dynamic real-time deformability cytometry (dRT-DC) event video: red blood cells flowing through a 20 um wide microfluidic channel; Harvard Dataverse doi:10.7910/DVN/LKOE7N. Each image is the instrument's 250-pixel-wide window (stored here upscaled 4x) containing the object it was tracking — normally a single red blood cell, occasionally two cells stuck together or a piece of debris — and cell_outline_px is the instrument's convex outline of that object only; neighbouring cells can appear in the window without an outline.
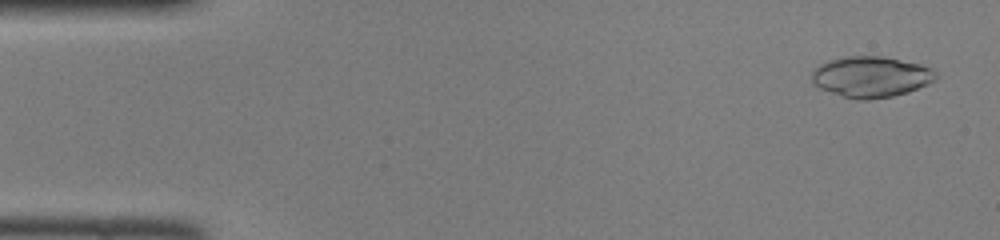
{"species": "common noctule bat (a hibernating species)", "species_latin": "Nyctalus noctula", "temperature_condition": "room temperature", "stored_images_in_passage": 46, "camera_frame_rate_fps": 3000, "um_per_image_px": 0.085, "animal": {"sex": "female", "body_mass_g": 22.0, "forearm_length_mm": 56.7}, "frame": {"image": 1, "passage_image": 2, "time_ms": 0.333, "image_size_px": [1000, 240], "cell_outline_px": [[936, 80], [928, 84], [908, 92], [892, 96], [868, 100], [856, 100], [820, 88], [812, 84], [812, 72], [820, 64], [828, 60], [844, 56], [880, 56], [920, 64], [932, 68], [936, 72]], "centroid_in_image_um": [74.04, 6.53], "position_along_channel_um": 11.0, "area_um2": 29.54}}